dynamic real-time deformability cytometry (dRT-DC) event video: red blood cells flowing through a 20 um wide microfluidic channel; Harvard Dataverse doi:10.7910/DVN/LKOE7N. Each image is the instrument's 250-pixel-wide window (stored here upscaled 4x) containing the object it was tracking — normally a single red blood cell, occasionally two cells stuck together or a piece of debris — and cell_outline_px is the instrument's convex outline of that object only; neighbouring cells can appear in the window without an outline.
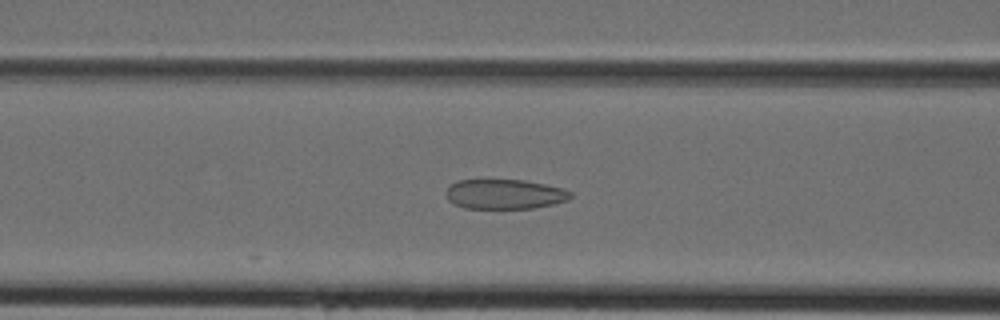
{"species": "Egyptian fruit bat (a non-hibernating species)", "species_latin": "Rousettus aegyptiacus", "temperature_condition": "cold", "stored_images_in_passage": 44, "camera_frame_rate_fps": 3000, "um_per_image_px": 0.085, "animal": {"sex": "female"}, "frame": {"image": 1, "passage_image": 18, "time_ms": 5.667, "image_size_px": [1000, 320], "cell_outline_px": [[572, 196], [568, 200], [552, 204], [532, 208], [464, 208], [448, 200], [444, 192], [456, 180], [524, 180], [564, 188], [572, 192]], "centroid_in_image_um": [42.9, 16.5], "position_along_channel_um": 123.7, "area_um2": 21.56}}
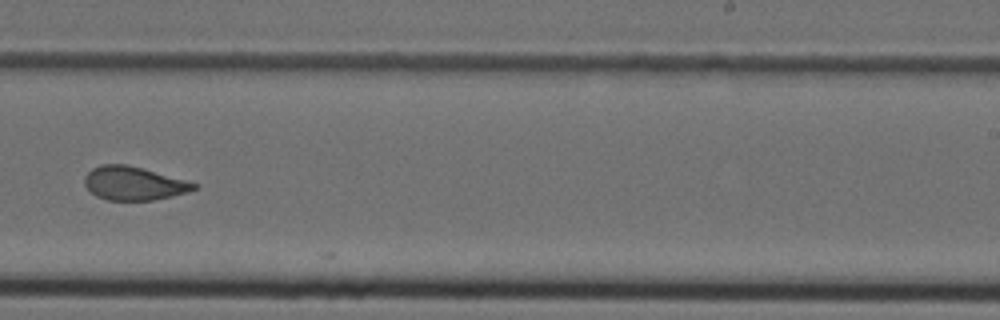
{"frame": {"image": 2, "passage_image": 28, "time_ms": 9.0, "image_size_px": [1000, 320], "cell_outline_px": [[196, 188], [188, 192], [172, 196], [152, 200], [108, 200], [96, 196], [84, 184], [84, 176], [92, 168], [100, 164], [124, 164], [140, 168], [184, 180], [196, 184]], "centroid_in_image_um": [11.31, 15.59], "position_along_channel_um": 277.7, "area_um2": 20.98}}
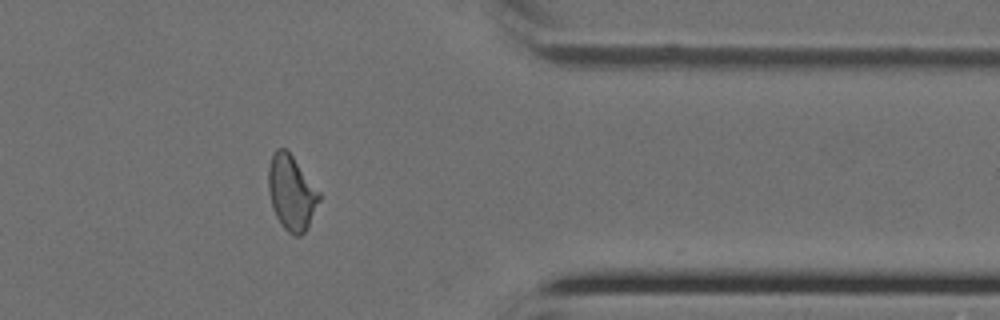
{"frame": {"image": 3, "passage_image": 36, "time_ms": 11.667, "image_size_px": [1000, 320], "cell_outline_px": [[320, 200], [308, 228], [300, 236], [292, 236], [280, 224], [272, 208], [268, 192], [268, 168], [272, 156], [276, 148], [284, 148], [292, 156], [320, 192]], "centroid_in_image_um": [24.77, 16.42], "position_along_channel_um": 386.6, "area_um2": 22.2}}